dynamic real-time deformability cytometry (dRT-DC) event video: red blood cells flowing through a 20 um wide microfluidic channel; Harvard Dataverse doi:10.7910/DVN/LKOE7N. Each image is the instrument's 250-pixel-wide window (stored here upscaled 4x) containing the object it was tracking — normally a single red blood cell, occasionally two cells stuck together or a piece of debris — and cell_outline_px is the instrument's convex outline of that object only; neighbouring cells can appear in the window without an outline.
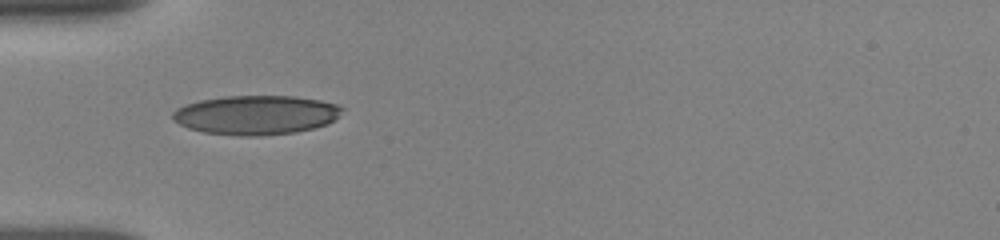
{"species": "human", "species_latin": "Homo sapiens", "temperature_condition": "room temperature", "stored_images_in_passage": 3, "camera_frame_rate_fps": 3000, "um_per_image_px": 0.085, "donor": {"sex": "female"}, "frame": {"image": 1, "passage_image": 1, "time_ms": 0.0, "image_size_px": [1000, 240], "cell_outline_px": [[344, 108], [328, 124], [296, 132], [256, 136], [240, 136], [204, 132], [188, 128], [172, 120], [172, 112], [176, 108], [184, 104], [200, 100], [224, 96], [296, 96], [320, 100], [336, 104]], "centroid_in_image_um": [21.71, 9.76], "position_along_channel_um": 63.3, "area_um2": 38.73}}
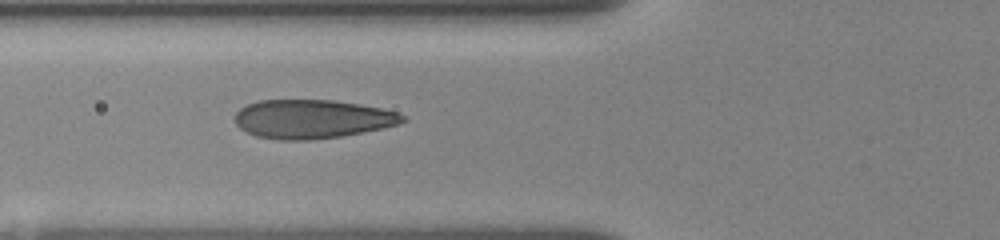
{"frame": {"image": 2, "passage_image": 2, "time_ms": 1.0, "image_size_px": [1000, 240], "cell_outline_px": [[408, 120], [400, 124], [340, 136], [308, 140], [280, 140], [256, 136], [240, 128], [236, 124], [236, 112], [240, 108], [248, 104], [260, 100], [332, 100], [360, 104], [380, 108], [396, 112], [404, 116]], "centroid_in_image_um": [26.53, 10.11], "position_along_channel_um": 99.3, "area_um2": 37.63}}
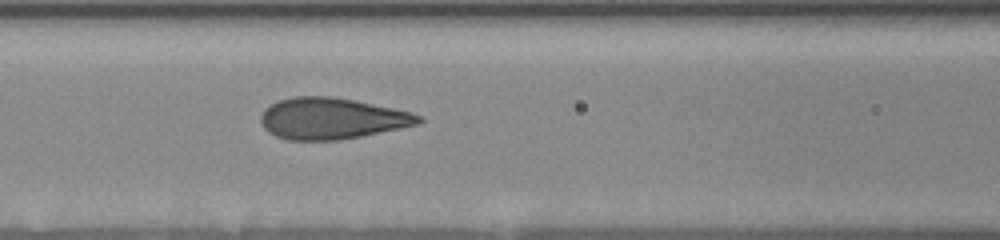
{"frame": {"image": 3, "passage_image": 3, "time_ms": 2.0, "image_size_px": [1000, 240], "cell_outline_px": [[424, 120], [420, 124], [360, 136], [336, 140], [288, 140], [276, 136], [268, 132], [264, 128], [260, 120], [260, 116], [264, 108], [280, 100], [292, 96], [332, 96], [412, 112], [420, 116]], "centroid_in_image_um": [28.17, 10.07], "position_along_channel_um": 138.4, "area_um2": 37.8}}